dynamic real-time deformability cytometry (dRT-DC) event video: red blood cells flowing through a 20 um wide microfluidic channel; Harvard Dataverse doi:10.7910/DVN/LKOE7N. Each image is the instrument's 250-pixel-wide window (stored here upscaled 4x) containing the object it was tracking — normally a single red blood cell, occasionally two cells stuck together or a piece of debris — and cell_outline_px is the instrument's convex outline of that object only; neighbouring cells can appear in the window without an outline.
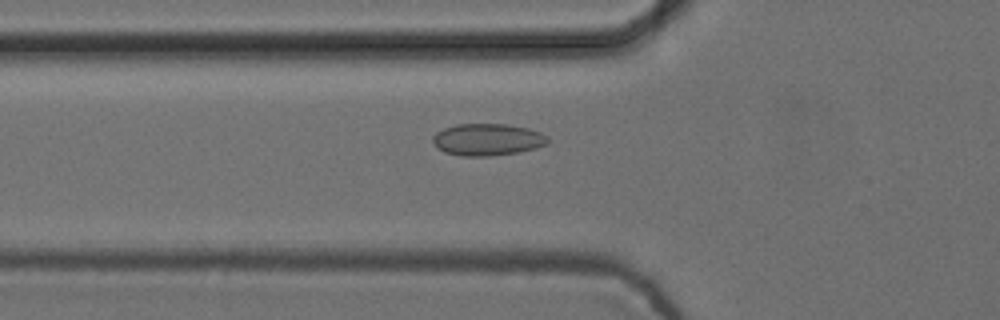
{"species": "common noctule bat (a hibernating species)", "species_latin": "Nyctalus noctula", "temperature_condition": "cold", "stored_images_in_passage": 55, "camera_frame_rate_fps": 3000, "um_per_image_px": 0.085, "animal": {"sex": "female", "body_mass_g": 24.6, "forearm_length_mm": 56.2}, "frame": {"image": 1, "passage_image": 20, "time_ms": 6.333, "image_size_px": [1000, 320], "cell_outline_px": [[548, 144], [536, 148], [520, 152], [492, 156], [460, 156], [444, 152], [436, 148], [432, 144], [432, 136], [436, 132], [444, 128], [456, 124], [508, 124], [528, 128], [540, 132], [548, 136]], "centroid_in_image_um": [41.41, 11.87], "position_along_channel_um": 84.4, "area_um2": 21.79}}
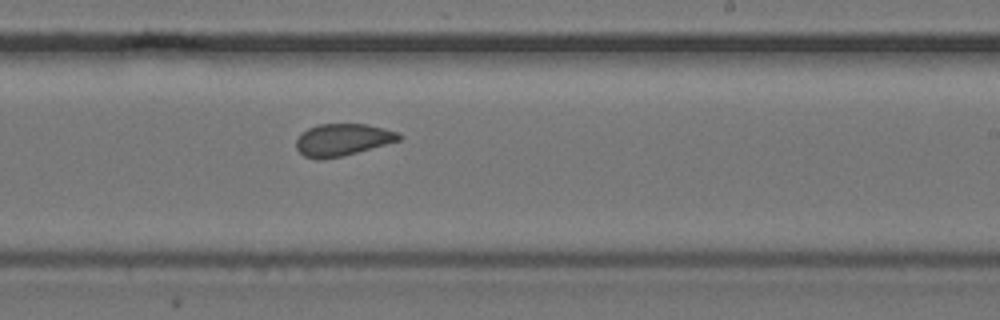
{"frame": {"image": 2, "passage_image": 34, "time_ms": 11.0, "image_size_px": [1000, 320], "cell_outline_px": [[404, 136], [400, 140], [356, 152], [324, 160], [316, 160], [304, 156], [296, 148], [296, 140], [308, 128], [316, 124], [368, 124], [400, 132]], "centroid_in_image_um": [29.13, 11.87], "position_along_channel_um": 259.9, "area_um2": 19.25}}
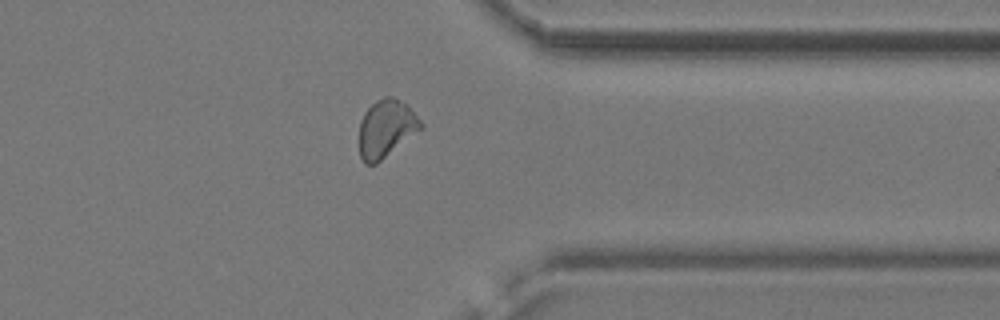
{"frame": {"image": 3, "passage_image": 44, "time_ms": 14.333, "image_size_px": [1000, 320], "cell_outline_px": [[424, 128], [376, 164], [364, 164], [360, 156], [360, 120], [364, 112], [376, 100], [384, 96], [392, 96], [408, 104], [424, 124]], "centroid_in_image_um": [32.85, 10.91], "position_along_channel_um": 378.5, "area_um2": 20.98}, "authors_computed_cell_mechanics": {"area_um2": 20.3456, "velocity_mm_per_s": 3.7392, "shape_relaxation_time_tau1_ms": null, "shape_relaxation_time_tau2_ms": 1.4587, "deformation_change_tau1": null, "deformation_change_tau2": 0.0565}}